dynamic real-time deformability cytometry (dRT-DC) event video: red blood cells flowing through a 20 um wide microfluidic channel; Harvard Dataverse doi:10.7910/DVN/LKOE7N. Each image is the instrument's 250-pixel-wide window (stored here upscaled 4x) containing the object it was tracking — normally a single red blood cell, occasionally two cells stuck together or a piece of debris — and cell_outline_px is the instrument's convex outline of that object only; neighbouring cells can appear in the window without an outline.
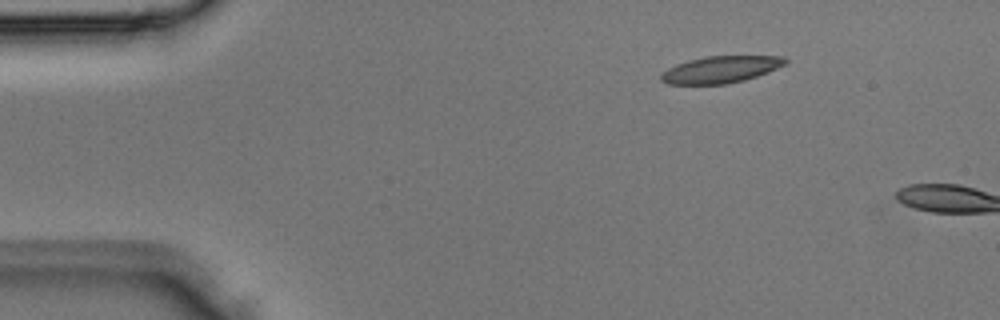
{"species": "Egyptian fruit bat (a non-hibernating species)", "species_latin": "Rousettus aegyptiacus", "temperature_condition": "room temperature", "stored_images_in_passage": 2, "camera_frame_rate_fps": 3000, "um_per_image_px": 0.085, "animal": {"sex": "male"}, "frame": {"image": 1, "passage_image": 1, "time_ms": 0.0, "image_size_px": [1000, 320], "cell_outline_px": [[788, 60], [784, 64], [768, 72], [744, 80], [728, 84], [668, 84], [660, 80], [660, 76], [668, 68], [676, 64], [688, 60], [704, 56], [784, 56]], "centroid_in_image_um": [61.24, 5.9], "position_along_channel_um": 23.8, "area_um2": 19.36}}